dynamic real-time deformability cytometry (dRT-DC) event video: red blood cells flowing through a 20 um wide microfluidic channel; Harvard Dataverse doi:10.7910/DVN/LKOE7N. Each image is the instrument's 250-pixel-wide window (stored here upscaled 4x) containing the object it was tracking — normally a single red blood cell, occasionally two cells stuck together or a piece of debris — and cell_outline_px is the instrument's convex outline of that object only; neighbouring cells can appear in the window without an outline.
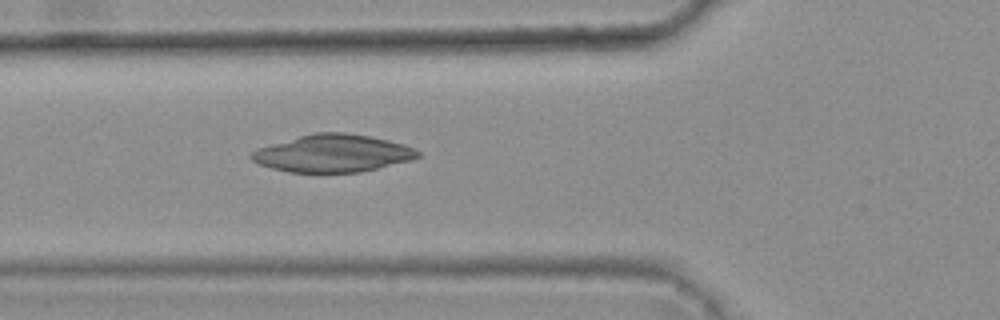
{"species": "common noctule bat (a hibernating species)", "species_latin": "Nyctalus noctula", "temperature_condition": "warm", "stored_images_in_passage": 6, "camera_frame_rate_fps": 3000, "um_per_image_px": 0.085, "animal": {"sex": "female", "body_mass_g": 25.1}, "frame": {"image": 1, "passage_image": 6, "time_ms": 1.667, "image_size_px": [1000, 320], "cell_outline_px": [[420, 156], [412, 160], [360, 172], [320, 176], [288, 172], [272, 168], [260, 164], [252, 160], [248, 156], [256, 148], [300, 136], [316, 132], [344, 132], [368, 136], [388, 140], [404, 144], [416, 148], [420, 152]], "centroid_in_image_um": [28.28, 13.08], "position_along_channel_um": 97.5, "area_um2": 37.28}}